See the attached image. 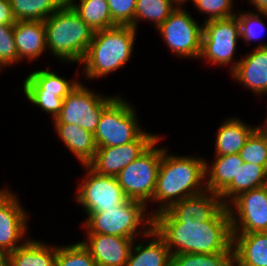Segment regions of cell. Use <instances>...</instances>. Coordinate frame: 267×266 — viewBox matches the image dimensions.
<instances>
[{
  "label": "cell",
  "instance_id": "26",
  "mask_svg": "<svg viewBox=\"0 0 267 266\" xmlns=\"http://www.w3.org/2000/svg\"><path fill=\"white\" fill-rule=\"evenodd\" d=\"M267 181V169L264 166L243 163L239 166L236 179L219 194L224 206H228L241 193L262 187Z\"/></svg>",
  "mask_w": 267,
  "mask_h": 266
},
{
  "label": "cell",
  "instance_id": "10",
  "mask_svg": "<svg viewBox=\"0 0 267 266\" xmlns=\"http://www.w3.org/2000/svg\"><path fill=\"white\" fill-rule=\"evenodd\" d=\"M157 30L174 56L179 59H199L203 24L199 25L185 8H175Z\"/></svg>",
  "mask_w": 267,
  "mask_h": 266
},
{
  "label": "cell",
  "instance_id": "40",
  "mask_svg": "<svg viewBox=\"0 0 267 266\" xmlns=\"http://www.w3.org/2000/svg\"><path fill=\"white\" fill-rule=\"evenodd\" d=\"M0 266H10V253L0 249Z\"/></svg>",
  "mask_w": 267,
  "mask_h": 266
},
{
  "label": "cell",
  "instance_id": "13",
  "mask_svg": "<svg viewBox=\"0 0 267 266\" xmlns=\"http://www.w3.org/2000/svg\"><path fill=\"white\" fill-rule=\"evenodd\" d=\"M232 233L267 232V193L264 186L241 193L229 205Z\"/></svg>",
  "mask_w": 267,
  "mask_h": 266
},
{
  "label": "cell",
  "instance_id": "45",
  "mask_svg": "<svg viewBox=\"0 0 267 266\" xmlns=\"http://www.w3.org/2000/svg\"><path fill=\"white\" fill-rule=\"evenodd\" d=\"M70 1H72V0H64V3L68 4Z\"/></svg>",
  "mask_w": 267,
  "mask_h": 266
},
{
  "label": "cell",
  "instance_id": "43",
  "mask_svg": "<svg viewBox=\"0 0 267 266\" xmlns=\"http://www.w3.org/2000/svg\"><path fill=\"white\" fill-rule=\"evenodd\" d=\"M229 266H240L235 260H233Z\"/></svg>",
  "mask_w": 267,
  "mask_h": 266
},
{
  "label": "cell",
  "instance_id": "28",
  "mask_svg": "<svg viewBox=\"0 0 267 266\" xmlns=\"http://www.w3.org/2000/svg\"><path fill=\"white\" fill-rule=\"evenodd\" d=\"M16 21H44L64 0H9Z\"/></svg>",
  "mask_w": 267,
  "mask_h": 266
},
{
  "label": "cell",
  "instance_id": "1",
  "mask_svg": "<svg viewBox=\"0 0 267 266\" xmlns=\"http://www.w3.org/2000/svg\"><path fill=\"white\" fill-rule=\"evenodd\" d=\"M153 229L172 255L182 253H225L233 244L228 206H222L208 221L168 217L163 211L153 216Z\"/></svg>",
  "mask_w": 267,
  "mask_h": 266
},
{
  "label": "cell",
  "instance_id": "12",
  "mask_svg": "<svg viewBox=\"0 0 267 266\" xmlns=\"http://www.w3.org/2000/svg\"><path fill=\"white\" fill-rule=\"evenodd\" d=\"M17 197L7 186L0 189V249L9 253L22 246L30 237L27 235L29 212Z\"/></svg>",
  "mask_w": 267,
  "mask_h": 266
},
{
  "label": "cell",
  "instance_id": "15",
  "mask_svg": "<svg viewBox=\"0 0 267 266\" xmlns=\"http://www.w3.org/2000/svg\"><path fill=\"white\" fill-rule=\"evenodd\" d=\"M252 49V52L240 56L231 76L255 96H264L267 95V43L259 42Z\"/></svg>",
  "mask_w": 267,
  "mask_h": 266
},
{
  "label": "cell",
  "instance_id": "35",
  "mask_svg": "<svg viewBox=\"0 0 267 266\" xmlns=\"http://www.w3.org/2000/svg\"><path fill=\"white\" fill-rule=\"evenodd\" d=\"M13 31L14 25L0 24V67L3 70L19 63Z\"/></svg>",
  "mask_w": 267,
  "mask_h": 266
},
{
  "label": "cell",
  "instance_id": "9",
  "mask_svg": "<svg viewBox=\"0 0 267 266\" xmlns=\"http://www.w3.org/2000/svg\"><path fill=\"white\" fill-rule=\"evenodd\" d=\"M117 96L100 94L79 82L63 99L62 108L52 123L79 125L94 134L101 113Z\"/></svg>",
  "mask_w": 267,
  "mask_h": 266
},
{
  "label": "cell",
  "instance_id": "3",
  "mask_svg": "<svg viewBox=\"0 0 267 266\" xmlns=\"http://www.w3.org/2000/svg\"><path fill=\"white\" fill-rule=\"evenodd\" d=\"M137 30L130 25H116L96 31L81 61L87 80L100 79L129 63L134 51Z\"/></svg>",
  "mask_w": 267,
  "mask_h": 266
},
{
  "label": "cell",
  "instance_id": "25",
  "mask_svg": "<svg viewBox=\"0 0 267 266\" xmlns=\"http://www.w3.org/2000/svg\"><path fill=\"white\" fill-rule=\"evenodd\" d=\"M44 240L29 238L22 246L10 253V266H56L58 245Z\"/></svg>",
  "mask_w": 267,
  "mask_h": 266
},
{
  "label": "cell",
  "instance_id": "7",
  "mask_svg": "<svg viewBox=\"0 0 267 266\" xmlns=\"http://www.w3.org/2000/svg\"><path fill=\"white\" fill-rule=\"evenodd\" d=\"M162 137L160 135L136 160L116 176L127 199L150 206L163 154V147H158Z\"/></svg>",
  "mask_w": 267,
  "mask_h": 266
},
{
  "label": "cell",
  "instance_id": "2",
  "mask_svg": "<svg viewBox=\"0 0 267 266\" xmlns=\"http://www.w3.org/2000/svg\"><path fill=\"white\" fill-rule=\"evenodd\" d=\"M168 150L163 146L156 187L149 203H158L154 211H149L152 216L168 210L184 198L206 191L205 157L175 155Z\"/></svg>",
  "mask_w": 267,
  "mask_h": 266
},
{
  "label": "cell",
  "instance_id": "24",
  "mask_svg": "<svg viewBox=\"0 0 267 266\" xmlns=\"http://www.w3.org/2000/svg\"><path fill=\"white\" fill-rule=\"evenodd\" d=\"M214 158L213 162L205 158V185L207 191L220 194L233 179H236L239 166H242L244 161L239 153L214 155Z\"/></svg>",
  "mask_w": 267,
  "mask_h": 266
},
{
  "label": "cell",
  "instance_id": "27",
  "mask_svg": "<svg viewBox=\"0 0 267 266\" xmlns=\"http://www.w3.org/2000/svg\"><path fill=\"white\" fill-rule=\"evenodd\" d=\"M93 32L116 26L107 0H76L68 3Z\"/></svg>",
  "mask_w": 267,
  "mask_h": 266
},
{
  "label": "cell",
  "instance_id": "4",
  "mask_svg": "<svg viewBox=\"0 0 267 266\" xmlns=\"http://www.w3.org/2000/svg\"><path fill=\"white\" fill-rule=\"evenodd\" d=\"M44 25L47 51L58 62L79 65L92 41V29L65 3L44 20Z\"/></svg>",
  "mask_w": 267,
  "mask_h": 266
},
{
  "label": "cell",
  "instance_id": "23",
  "mask_svg": "<svg viewBox=\"0 0 267 266\" xmlns=\"http://www.w3.org/2000/svg\"><path fill=\"white\" fill-rule=\"evenodd\" d=\"M49 68L30 72L23 81V92L50 93L64 99L80 82L77 78H63Z\"/></svg>",
  "mask_w": 267,
  "mask_h": 266
},
{
  "label": "cell",
  "instance_id": "42",
  "mask_svg": "<svg viewBox=\"0 0 267 266\" xmlns=\"http://www.w3.org/2000/svg\"><path fill=\"white\" fill-rule=\"evenodd\" d=\"M263 122V123H262ZM261 122V125H257V127L267 135V117H265V120Z\"/></svg>",
  "mask_w": 267,
  "mask_h": 266
},
{
  "label": "cell",
  "instance_id": "16",
  "mask_svg": "<svg viewBox=\"0 0 267 266\" xmlns=\"http://www.w3.org/2000/svg\"><path fill=\"white\" fill-rule=\"evenodd\" d=\"M82 244L88 249L96 266H126L135 239L114 235L85 233Z\"/></svg>",
  "mask_w": 267,
  "mask_h": 266
},
{
  "label": "cell",
  "instance_id": "8",
  "mask_svg": "<svg viewBox=\"0 0 267 266\" xmlns=\"http://www.w3.org/2000/svg\"><path fill=\"white\" fill-rule=\"evenodd\" d=\"M203 23L201 53L199 61L226 67L230 64V74L235 70L239 60H235L240 25L237 16L210 20ZM235 60V61H234Z\"/></svg>",
  "mask_w": 267,
  "mask_h": 266
},
{
  "label": "cell",
  "instance_id": "6",
  "mask_svg": "<svg viewBox=\"0 0 267 266\" xmlns=\"http://www.w3.org/2000/svg\"><path fill=\"white\" fill-rule=\"evenodd\" d=\"M118 95L101 113L94 132L96 147H114L135 141L141 128L137 110L131 102Z\"/></svg>",
  "mask_w": 267,
  "mask_h": 266
},
{
  "label": "cell",
  "instance_id": "19",
  "mask_svg": "<svg viewBox=\"0 0 267 266\" xmlns=\"http://www.w3.org/2000/svg\"><path fill=\"white\" fill-rule=\"evenodd\" d=\"M222 206L219 194L206 190L201 194L176 202L163 212L168 217H189L201 223L208 221Z\"/></svg>",
  "mask_w": 267,
  "mask_h": 266
},
{
  "label": "cell",
  "instance_id": "36",
  "mask_svg": "<svg viewBox=\"0 0 267 266\" xmlns=\"http://www.w3.org/2000/svg\"><path fill=\"white\" fill-rule=\"evenodd\" d=\"M112 20L117 25L134 28V13L137 0H107Z\"/></svg>",
  "mask_w": 267,
  "mask_h": 266
},
{
  "label": "cell",
  "instance_id": "34",
  "mask_svg": "<svg viewBox=\"0 0 267 266\" xmlns=\"http://www.w3.org/2000/svg\"><path fill=\"white\" fill-rule=\"evenodd\" d=\"M235 0H193L192 5L201 14L208 15L203 22L228 18L236 15L233 10Z\"/></svg>",
  "mask_w": 267,
  "mask_h": 266
},
{
  "label": "cell",
  "instance_id": "33",
  "mask_svg": "<svg viewBox=\"0 0 267 266\" xmlns=\"http://www.w3.org/2000/svg\"><path fill=\"white\" fill-rule=\"evenodd\" d=\"M56 266H96L88 249L81 241L70 245H58Z\"/></svg>",
  "mask_w": 267,
  "mask_h": 266
},
{
  "label": "cell",
  "instance_id": "38",
  "mask_svg": "<svg viewBox=\"0 0 267 266\" xmlns=\"http://www.w3.org/2000/svg\"><path fill=\"white\" fill-rule=\"evenodd\" d=\"M16 19L14 17L9 0H0V24L14 25Z\"/></svg>",
  "mask_w": 267,
  "mask_h": 266
},
{
  "label": "cell",
  "instance_id": "14",
  "mask_svg": "<svg viewBox=\"0 0 267 266\" xmlns=\"http://www.w3.org/2000/svg\"><path fill=\"white\" fill-rule=\"evenodd\" d=\"M159 136L144 131L135 141L128 144L114 147H97L95 156L88 166L98 174L116 177Z\"/></svg>",
  "mask_w": 267,
  "mask_h": 266
},
{
  "label": "cell",
  "instance_id": "20",
  "mask_svg": "<svg viewBox=\"0 0 267 266\" xmlns=\"http://www.w3.org/2000/svg\"><path fill=\"white\" fill-rule=\"evenodd\" d=\"M232 235L234 260L240 266H267V232Z\"/></svg>",
  "mask_w": 267,
  "mask_h": 266
},
{
  "label": "cell",
  "instance_id": "31",
  "mask_svg": "<svg viewBox=\"0 0 267 266\" xmlns=\"http://www.w3.org/2000/svg\"><path fill=\"white\" fill-rule=\"evenodd\" d=\"M236 16L240 25V39L244 40L247 45H251V42L259 41L263 38L261 36L265 32L264 29H266L267 24L262 18L267 19V13L243 10L236 13Z\"/></svg>",
  "mask_w": 267,
  "mask_h": 266
},
{
  "label": "cell",
  "instance_id": "29",
  "mask_svg": "<svg viewBox=\"0 0 267 266\" xmlns=\"http://www.w3.org/2000/svg\"><path fill=\"white\" fill-rule=\"evenodd\" d=\"M176 7L170 0H137L134 13V29H139L138 23L150 21L157 29Z\"/></svg>",
  "mask_w": 267,
  "mask_h": 266
},
{
  "label": "cell",
  "instance_id": "30",
  "mask_svg": "<svg viewBox=\"0 0 267 266\" xmlns=\"http://www.w3.org/2000/svg\"><path fill=\"white\" fill-rule=\"evenodd\" d=\"M234 260L233 246L225 253H182L171 256L170 266H229Z\"/></svg>",
  "mask_w": 267,
  "mask_h": 266
},
{
  "label": "cell",
  "instance_id": "5",
  "mask_svg": "<svg viewBox=\"0 0 267 266\" xmlns=\"http://www.w3.org/2000/svg\"><path fill=\"white\" fill-rule=\"evenodd\" d=\"M144 203L127 199L105 212L91 213L82 223L84 233L141 239L153 229V216ZM142 228V229H141Z\"/></svg>",
  "mask_w": 267,
  "mask_h": 266
},
{
  "label": "cell",
  "instance_id": "22",
  "mask_svg": "<svg viewBox=\"0 0 267 266\" xmlns=\"http://www.w3.org/2000/svg\"><path fill=\"white\" fill-rule=\"evenodd\" d=\"M55 135L66 148L75 156L80 164L88 165L94 158L97 147L94 141V134L79 125L74 124H53Z\"/></svg>",
  "mask_w": 267,
  "mask_h": 266
},
{
  "label": "cell",
  "instance_id": "17",
  "mask_svg": "<svg viewBox=\"0 0 267 266\" xmlns=\"http://www.w3.org/2000/svg\"><path fill=\"white\" fill-rule=\"evenodd\" d=\"M14 40L20 62H32L47 52V39L44 21H16Z\"/></svg>",
  "mask_w": 267,
  "mask_h": 266
},
{
  "label": "cell",
  "instance_id": "44",
  "mask_svg": "<svg viewBox=\"0 0 267 266\" xmlns=\"http://www.w3.org/2000/svg\"><path fill=\"white\" fill-rule=\"evenodd\" d=\"M263 186H264V188L266 190V193H267V181H266V183Z\"/></svg>",
  "mask_w": 267,
  "mask_h": 266
},
{
  "label": "cell",
  "instance_id": "41",
  "mask_svg": "<svg viewBox=\"0 0 267 266\" xmlns=\"http://www.w3.org/2000/svg\"><path fill=\"white\" fill-rule=\"evenodd\" d=\"M170 1L176 8H184V6L188 1L192 2L193 0H170Z\"/></svg>",
  "mask_w": 267,
  "mask_h": 266
},
{
  "label": "cell",
  "instance_id": "21",
  "mask_svg": "<svg viewBox=\"0 0 267 266\" xmlns=\"http://www.w3.org/2000/svg\"><path fill=\"white\" fill-rule=\"evenodd\" d=\"M257 128L238 117L225 119L216 131L214 155L237 154L243 148L247 138Z\"/></svg>",
  "mask_w": 267,
  "mask_h": 266
},
{
  "label": "cell",
  "instance_id": "32",
  "mask_svg": "<svg viewBox=\"0 0 267 266\" xmlns=\"http://www.w3.org/2000/svg\"><path fill=\"white\" fill-rule=\"evenodd\" d=\"M239 155L245 163L261 165L267 169V135L257 127L247 138Z\"/></svg>",
  "mask_w": 267,
  "mask_h": 266
},
{
  "label": "cell",
  "instance_id": "18",
  "mask_svg": "<svg viewBox=\"0 0 267 266\" xmlns=\"http://www.w3.org/2000/svg\"><path fill=\"white\" fill-rule=\"evenodd\" d=\"M143 238L141 243L136 244L137 240L133 242L126 266H170V249L155 230L152 229Z\"/></svg>",
  "mask_w": 267,
  "mask_h": 266
},
{
  "label": "cell",
  "instance_id": "37",
  "mask_svg": "<svg viewBox=\"0 0 267 266\" xmlns=\"http://www.w3.org/2000/svg\"><path fill=\"white\" fill-rule=\"evenodd\" d=\"M24 97L32 105L52 116V120L59 114L63 98L50 93H24Z\"/></svg>",
  "mask_w": 267,
  "mask_h": 266
},
{
  "label": "cell",
  "instance_id": "11",
  "mask_svg": "<svg viewBox=\"0 0 267 266\" xmlns=\"http://www.w3.org/2000/svg\"><path fill=\"white\" fill-rule=\"evenodd\" d=\"M83 167L86 174L78 183L74 200L83 207L87 217L91 213L116 208L127 200L117 177L98 174L88 165Z\"/></svg>",
  "mask_w": 267,
  "mask_h": 266
},
{
  "label": "cell",
  "instance_id": "39",
  "mask_svg": "<svg viewBox=\"0 0 267 266\" xmlns=\"http://www.w3.org/2000/svg\"><path fill=\"white\" fill-rule=\"evenodd\" d=\"M256 12L267 13V0H247Z\"/></svg>",
  "mask_w": 267,
  "mask_h": 266
}]
</instances>
